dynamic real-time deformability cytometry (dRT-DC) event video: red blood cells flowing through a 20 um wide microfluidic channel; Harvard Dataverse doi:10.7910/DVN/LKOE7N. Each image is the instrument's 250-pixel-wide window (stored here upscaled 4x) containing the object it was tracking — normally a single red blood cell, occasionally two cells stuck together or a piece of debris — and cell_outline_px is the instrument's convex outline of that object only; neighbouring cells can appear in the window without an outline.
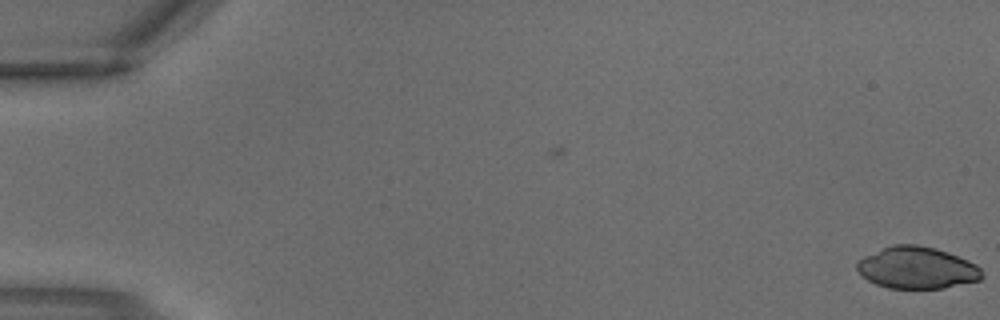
{"species": "common noctule bat (a hibernating species)", "species_latin": "Nyctalus noctula", "temperature_condition": "warm", "stored_images_in_passage": 3, "segment_of_instrument_passage": [2, 2], "camera_frame_rate_fps": 3000, "um_per_image_px": 0.085, "animal": {"sex": "male", "body_mass_g": 18.8}, "frame": {"image": 1, "passage_image": 3, "time_ms": 0.667, "image_size_px": [1000, 320], "cell_outline_px": [[984, 276], [980, 280], [944, 288], [888, 288], [876, 284], [860, 276], [856, 268], [856, 260], [864, 256], [892, 244], [916, 244], [936, 248], [948, 252], [968, 260], [976, 264], [980, 268]], "centroid_in_image_um": [77.92, 22.76], "position_along_channel_um": 7.1, "area_um2": 30.75}}